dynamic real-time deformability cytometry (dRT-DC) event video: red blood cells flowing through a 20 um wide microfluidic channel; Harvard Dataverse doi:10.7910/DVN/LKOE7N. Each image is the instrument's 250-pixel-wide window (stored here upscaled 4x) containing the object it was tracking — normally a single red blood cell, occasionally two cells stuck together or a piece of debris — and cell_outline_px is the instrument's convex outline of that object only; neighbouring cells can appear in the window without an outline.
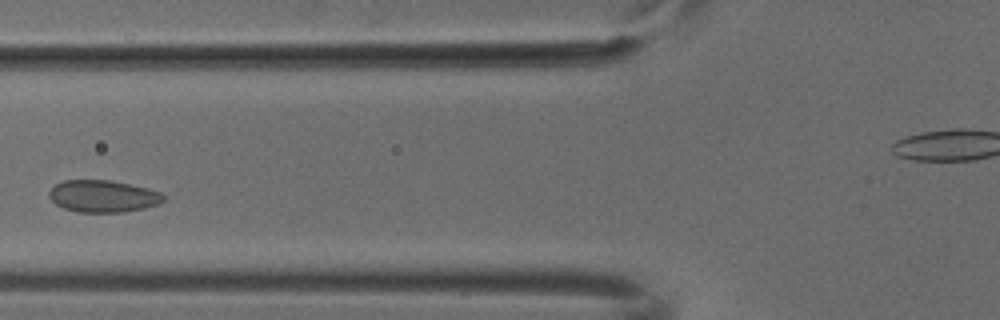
{"species": "common noctule bat (a hibernating species)", "species_latin": "Nyctalus noctula", "temperature_condition": "cold", "stored_images_in_passage": 4, "camera_frame_rate_fps": 3000, "um_per_image_px": 0.085, "animal": {"sex": "male", "body_mass_g": 18.8}, "frame": {"image": 1, "passage_image": 3, "time_ms": 0.667, "image_size_px": [1000, 320], "cell_outline_px": [[164, 200], [156, 204], [144, 208], [124, 212], [76, 212], [64, 208], [56, 204], [48, 196], [48, 192], [56, 184], [64, 180], [112, 180], [160, 192], [164, 196]], "centroid_in_image_um": [8.71, 16.68], "position_along_channel_um": 117.1, "area_um2": 21.15}}
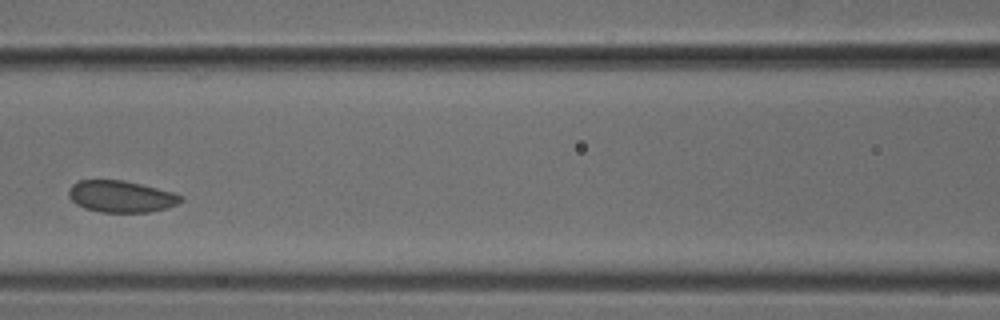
{"frame": {"image": 2, "passage_image": 4, "time_ms": 1.0, "image_size_px": [1000, 320], "cell_outline_px": [[184, 200], [168, 208], [148, 212], [100, 212], [84, 208], [76, 204], [68, 196], [68, 188], [72, 184], [80, 180], [124, 180], [172, 192], [184, 196]], "centroid_in_image_um": [10.28, 16.7], "position_along_channel_um": 156.3, "area_um2": 20.75}}